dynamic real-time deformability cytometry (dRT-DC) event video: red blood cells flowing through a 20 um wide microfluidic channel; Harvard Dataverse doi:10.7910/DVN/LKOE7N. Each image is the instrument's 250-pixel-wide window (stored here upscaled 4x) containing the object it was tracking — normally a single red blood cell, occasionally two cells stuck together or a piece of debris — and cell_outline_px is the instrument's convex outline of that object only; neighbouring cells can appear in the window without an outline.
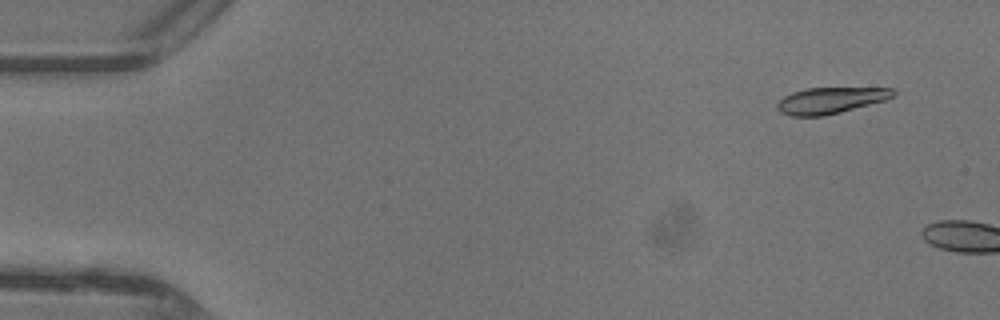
{"species": "common noctule bat (a hibernating species)", "species_latin": "Nyctalus noctula", "temperature_condition": "warm", "stored_images_in_passage": 7, "camera_frame_rate_fps": 3000, "um_per_image_px": 0.085, "animal": {"sex": "female"}, "frame": {"image": 1, "passage_image": 4, "time_ms": 1.0, "image_size_px": [1000, 320], "cell_outline_px": [[896, 92], [892, 96], [884, 100], [840, 112], [824, 116], [792, 116], [780, 112], [776, 108], [776, 104], [784, 96], [792, 92], [804, 88], [892, 88]], "centroid_in_image_um": [70.53, 8.53], "position_along_channel_um": 14.5, "area_um2": 17.57}}